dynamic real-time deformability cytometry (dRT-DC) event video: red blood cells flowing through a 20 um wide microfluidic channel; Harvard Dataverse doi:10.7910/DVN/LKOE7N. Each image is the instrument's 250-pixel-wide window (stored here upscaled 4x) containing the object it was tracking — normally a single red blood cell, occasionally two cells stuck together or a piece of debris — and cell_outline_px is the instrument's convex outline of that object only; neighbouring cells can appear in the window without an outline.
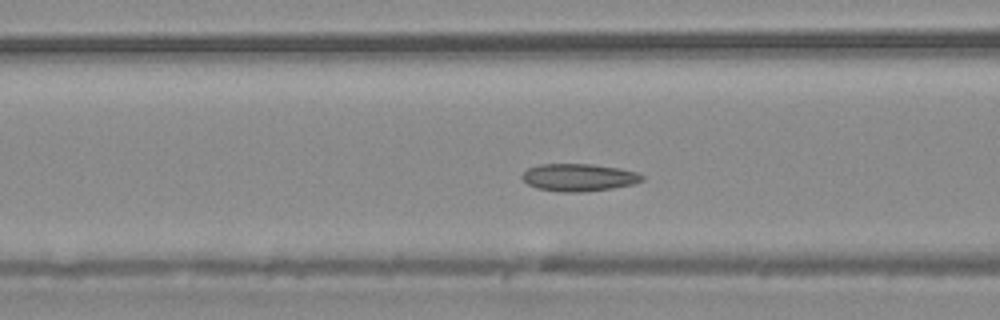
{"species": "common noctule bat (a hibernating species)", "species_latin": "Nyctalus noctula", "temperature_condition": "warm", "stored_images_in_passage": 55, "camera_frame_rate_fps": 3000, "um_per_image_px": 0.085, "animal": {"sex": "male", "body_mass_g": 20.4}, "frame": {"image": 1, "passage_image": 22, "time_ms": 7.0, "image_size_px": [1000, 320], "cell_outline_px": [[644, 180], [632, 184], [612, 188], [584, 192], [564, 192], [536, 188], [528, 184], [520, 176], [528, 168], [540, 164], [592, 164], [620, 168], [636, 172], [644, 176]], "centroid_in_image_um": [49.2, 15.08], "position_along_channel_um": 117.4, "area_um2": 19.19}}
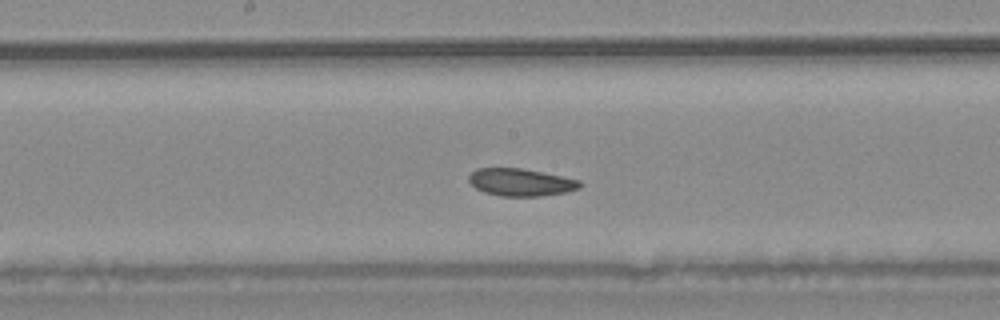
{"frame": {"image": 2, "passage_image": 29, "time_ms": 9.333, "image_size_px": [1000, 320], "cell_outline_px": [[584, 184], [580, 188], [568, 192], [540, 196], [500, 196], [484, 192], [476, 188], [468, 180], [468, 176], [476, 168], [520, 168], [580, 180]], "centroid_in_image_um": [44.28, 15.5], "position_along_channel_um": 203.9, "area_um2": 17.74}}
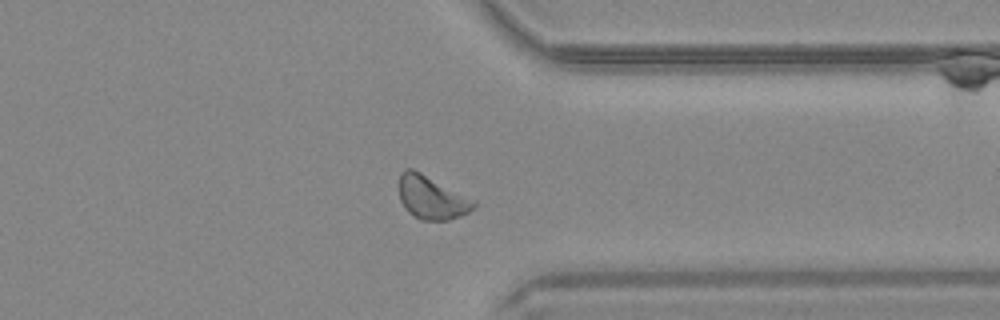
{"frame": {"image": 3, "passage_image": 43, "time_ms": 14.0, "image_size_px": [1000, 320], "cell_outline_px": [[476, 208], [460, 216], [448, 220], [420, 220], [408, 212], [404, 208], [400, 200], [400, 172], [404, 168], [412, 168], [476, 200]], "centroid_in_image_um": [36.7, 16.8], "position_along_channel_um": 374.7, "area_um2": 18.9}, "authors_computed_cell_mechanics": {"area_um2": 19.074, "velocity_mm_per_s": 3.7186, "shape_relaxation_time_tau1_ms": null, "shape_relaxation_time_tau2_ms": 5.006, "deformation_change_tau1": null, "deformation_change_tau2": 0.0946}}